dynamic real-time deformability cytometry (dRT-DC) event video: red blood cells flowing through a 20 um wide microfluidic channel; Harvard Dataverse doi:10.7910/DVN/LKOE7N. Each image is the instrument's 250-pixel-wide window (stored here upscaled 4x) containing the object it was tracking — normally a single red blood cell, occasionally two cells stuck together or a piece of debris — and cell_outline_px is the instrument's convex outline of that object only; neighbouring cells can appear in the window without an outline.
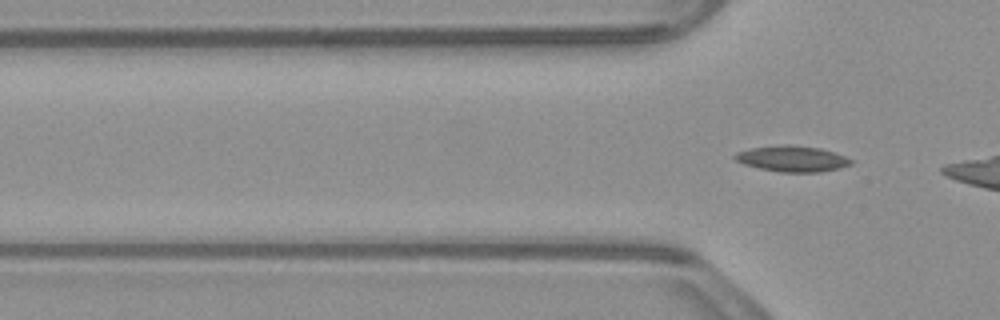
{"species": "common noctule bat (a hibernating species)", "species_latin": "Nyctalus noctula", "temperature_condition": "warm", "stored_images_in_passage": 2, "camera_frame_rate_fps": 3000, "um_per_image_px": 0.085, "animal": {"sex": "male", "body_mass_g": 23.1, "forearm_length_mm": 52.7}, "frame": {"image": 1, "passage_image": 2, "time_ms": 0.333, "image_size_px": [1000, 320], "cell_outline_px": [[852, 164], [840, 168], [820, 172], [784, 172], [760, 168], [744, 164], [736, 160], [732, 156], [736, 152], [752, 148], [784, 144], [788, 144], [820, 148], [844, 156], [852, 160]], "centroid_in_image_um": [67.33, 13.49], "position_along_channel_um": 58.5, "area_um2": 17.34}}